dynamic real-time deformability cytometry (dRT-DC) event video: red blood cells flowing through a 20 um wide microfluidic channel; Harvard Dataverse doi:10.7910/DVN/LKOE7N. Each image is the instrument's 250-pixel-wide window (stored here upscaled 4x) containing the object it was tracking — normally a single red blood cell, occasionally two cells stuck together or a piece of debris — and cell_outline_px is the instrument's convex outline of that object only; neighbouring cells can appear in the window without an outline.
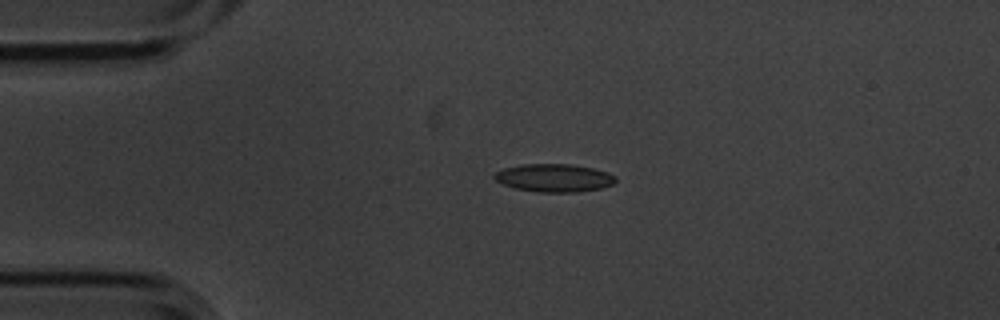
{"species": "common noctule bat (a hibernating species)", "species_latin": "Nyctalus noctula", "temperature_condition": "cold", "stored_images_in_passage": 3, "camera_frame_rate_fps": 3000, "um_per_image_px": 0.085, "animal": {"sex": "male", "body_mass_g": 20.1, "forearm_length_mm": 53.5}, "frame": {"image": 1, "passage_image": 2, "time_ms": 0.333, "image_size_px": [1000, 320], "cell_outline_px": [[616, 180], [612, 184], [604, 188], [576, 192], [536, 192], [516, 188], [504, 184], [496, 180], [492, 176], [496, 172], [504, 168], [520, 164], [572, 164], [592, 168], [608, 172], [616, 176]], "centroid_in_image_um": [47.12, 15.12], "position_along_channel_um": 37.9, "area_um2": 19.83}}